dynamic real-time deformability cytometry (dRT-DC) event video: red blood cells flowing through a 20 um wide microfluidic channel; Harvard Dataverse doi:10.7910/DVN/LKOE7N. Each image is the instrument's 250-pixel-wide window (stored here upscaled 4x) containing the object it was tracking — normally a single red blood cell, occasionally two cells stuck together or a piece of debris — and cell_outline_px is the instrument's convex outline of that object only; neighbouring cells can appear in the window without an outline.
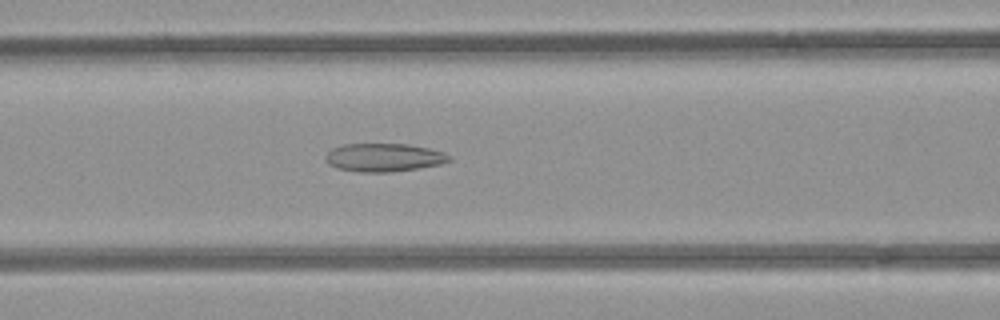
{"species": "common noctule bat (a hibernating species)", "species_latin": "Nyctalus noctula", "temperature_condition": "room temperature", "stored_images_in_passage": 45, "camera_frame_rate_fps": 3000, "um_per_image_px": 0.085, "animal": {"sex": "female", "body_mass_g": 21.9}, "frame": {"image": 1, "passage_image": 14, "time_ms": 4.333, "image_size_px": [1000, 320], "cell_outline_px": [[452, 160], [440, 164], [392, 172], [360, 172], [336, 168], [328, 164], [324, 156], [332, 148], [344, 144], [408, 144], [428, 148], [444, 152], [452, 156]], "centroid_in_image_um": [32.62, 13.38], "position_along_channel_um": 134.0, "area_um2": 20.4}}
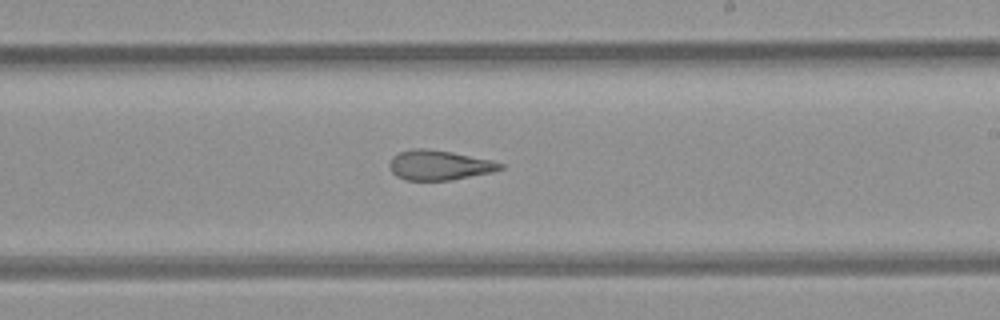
{"frame": {"image": 2, "passage_image": 23, "time_ms": 7.333, "image_size_px": [1000, 320], "cell_outline_px": [[504, 168], [492, 172], [452, 180], [404, 180], [396, 176], [392, 172], [388, 164], [392, 156], [400, 152], [412, 148], [428, 148], [452, 152], [492, 160], [504, 164]], "centroid_in_image_um": [37.32, 14.03], "position_along_channel_um": 251.7, "area_um2": 19.42}}
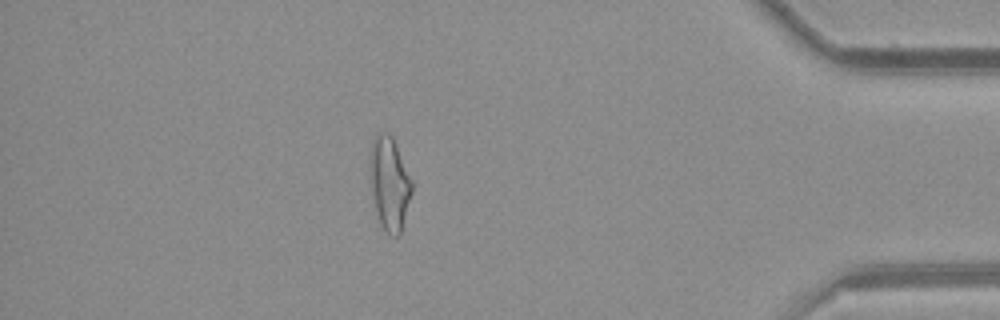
{"frame": {"image": 3, "passage_image": 38, "time_ms": 12.333, "image_size_px": [1000, 320], "cell_outline_px": [[412, 192], [400, 236], [392, 236], [380, 224], [372, 192], [372, 144], [376, 132], [388, 132], [392, 136], [396, 144], [412, 180]], "centroid_in_image_um": [33.15, 15.6], "position_along_channel_um": 402.0, "area_um2": 22.08}, "authors_computed_cell_mechanics": {"area_um2": 21.2704, "velocity_mm_per_s": 3.9305, "shape_relaxation_time_tau1_ms": null, "shape_relaxation_time_tau2_ms": 2.5683, "deformation_change_tau1": null, "deformation_change_tau2": 0.1208}}